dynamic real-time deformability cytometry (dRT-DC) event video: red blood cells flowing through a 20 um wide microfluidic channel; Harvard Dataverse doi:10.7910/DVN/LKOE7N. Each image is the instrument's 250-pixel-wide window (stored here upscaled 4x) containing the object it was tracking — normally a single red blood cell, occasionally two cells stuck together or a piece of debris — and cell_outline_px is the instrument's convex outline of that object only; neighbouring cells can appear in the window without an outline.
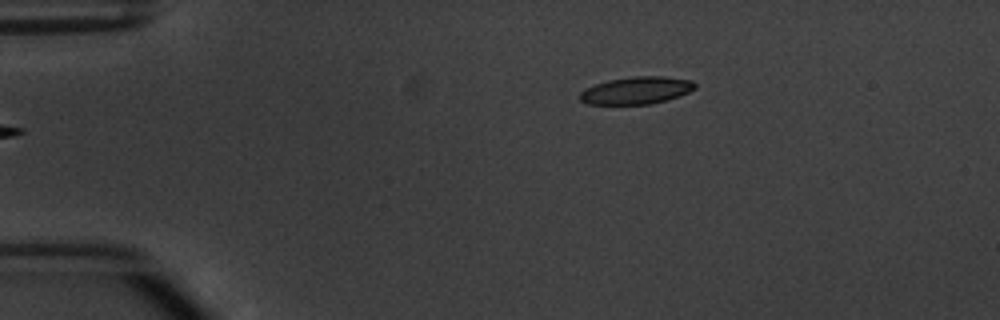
{"species": "common noctule bat (a hibernating species)", "species_latin": "Nyctalus noctula", "temperature_condition": "warm", "stored_images_in_passage": 2, "camera_frame_rate_fps": 3000, "um_per_image_px": 0.085, "animal": {"sex": "male", "body_mass_g": 20.1, "forearm_length_mm": 53.5}, "frame": {"image": 1, "passage_image": 1, "time_ms": 0.0, "image_size_px": [1000, 320], "cell_outline_px": [[696, 88], [680, 96], [668, 100], [652, 104], [588, 104], [580, 100], [580, 92], [584, 88], [608, 80], [632, 76], [664, 76], [692, 80], [696, 84]], "centroid_in_image_um": [54.11, 7.68], "position_along_channel_um": 30.9, "area_um2": 18.5}}